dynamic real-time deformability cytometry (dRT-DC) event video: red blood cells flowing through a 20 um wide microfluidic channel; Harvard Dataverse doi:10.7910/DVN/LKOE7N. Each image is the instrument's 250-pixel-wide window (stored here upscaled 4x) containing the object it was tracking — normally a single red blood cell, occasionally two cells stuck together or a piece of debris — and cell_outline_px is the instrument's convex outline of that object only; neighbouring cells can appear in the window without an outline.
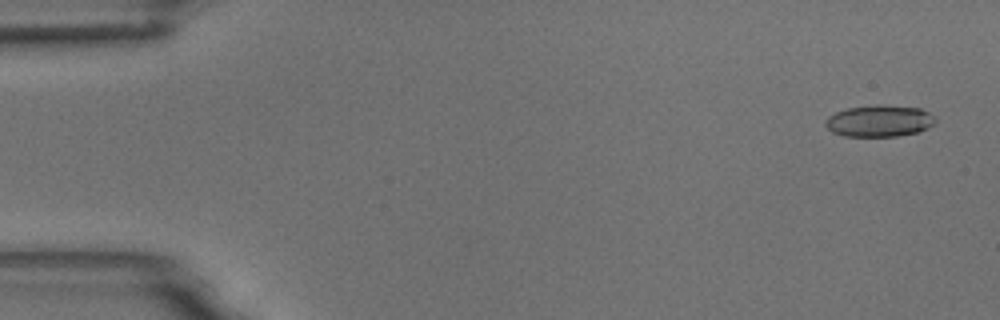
{"species": "common noctule bat (a hibernating species)", "species_latin": "Nyctalus noctula", "temperature_condition": "room temperature", "stored_images_in_passage": 55, "camera_frame_rate_fps": 3000, "um_per_image_px": 0.085, "animal": {"sex": "male", "body_mass_g": 18.8}, "frame": {"image": 1, "passage_image": 3, "time_ms": 0.667, "image_size_px": [1000, 320], "cell_outline_px": [[936, 120], [928, 128], [916, 132], [896, 136], [844, 136], [832, 132], [824, 124], [828, 116], [836, 112], [848, 108], [876, 104], [920, 108], [928, 112]], "centroid_in_image_um": [74.71, 10.27], "position_along_channel_um": 10.3, "area_um2": 20.11}}
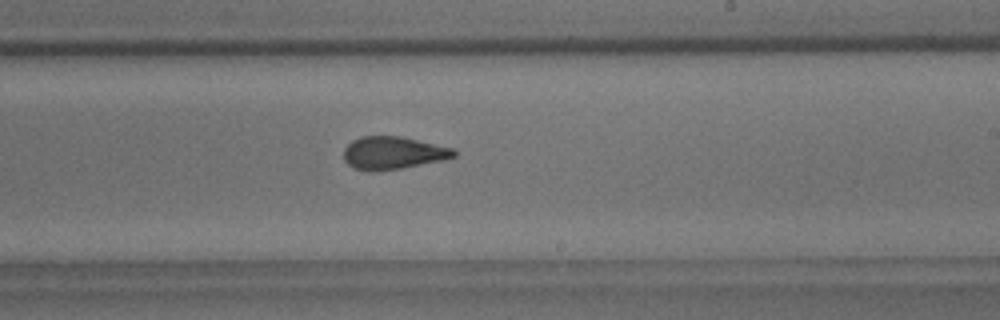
{"frame": {"image": 2, "passage_image": 33, "time_ms": 10.667, "image_size_px": [1000, 320], "cell_outline_px": [[456, 156], [444, 160], [400, 168], [372, 172], [368, 172], [352, 168], [344, 160], [344, 148], [352, 140], [360, 136], [400, 136], [456, 148]], "centroid_in_image_um": [33.4, 13.0], "position_along_channel_um": 255.6, "area_um2": 21.27}}
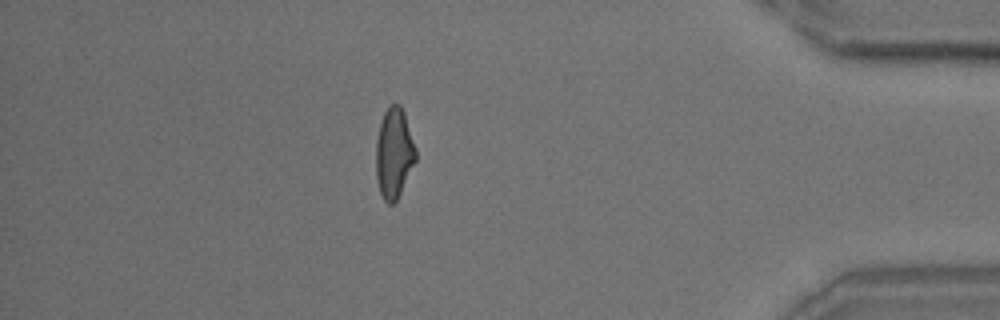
{"frame": {"image": 3, "passage_image": 48, "time_ms": 15.667, "image_size_px": [1000, 320], "cell_outline_px": [[416, 160], [396, 200], [392, 204], [388, 204], [384, 200], [380, 192], [376, 176], [376, 140], [380, 124], [384, 112], [392, 104], [400, 104], [404, 112], [416, 148]], "centroid_in_image_um": [33.49, 13.01], "position_along_channel_um": 401.7, "area_um2": 20.69}, "authors_computed_cell_mechanics": {"area_um2": 20.9814, "velocity_mm_per_s": 3.7269, "shape_relaxation_time_tau1_ms": 7.3553, "shape_relaxation_time_tau2_ms": 1.6231, "deformation_change_tau1": 0.1773, "deformation_change_tau2": 0.0826}}